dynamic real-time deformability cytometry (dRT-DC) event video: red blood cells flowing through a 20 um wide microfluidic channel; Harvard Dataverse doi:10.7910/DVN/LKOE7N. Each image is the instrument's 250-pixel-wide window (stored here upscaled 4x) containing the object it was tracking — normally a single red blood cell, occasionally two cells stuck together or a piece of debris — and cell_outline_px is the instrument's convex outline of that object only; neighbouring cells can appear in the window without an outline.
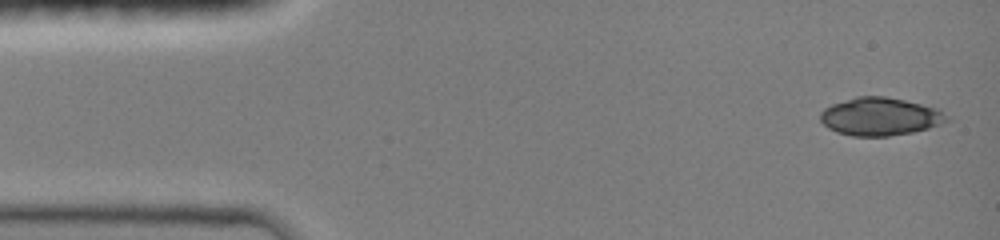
{"species": "common noctule bat (a hibernating species)", "species_latin": "Nyctalus noctula", "temperature_condition": "room temperature", "stored_images_in_passage": 8, "camera_frame_rate_fps": 3000, "um_per_image_px": 0.085, "animal": {"sex": "female", "body_mass_g": 19.0, "forearm_length_mm": 51.5}, "frame": {"image": 1, "passage_image": 1, "time_ms": 0.0, "image_size_px": [1000, 240], "cell_outline_px": [[952, 120], [928, 128], [912, 132], [888, 136], [852, 136], [836, 132], [828, 128], [820, 120], [820, 112], [824, 108], [832, 104], [856, 96], [884, 96], [904, 100], [940, 108]], "centroid_in_image_um": [74.82, 9.9], "position_along_channel_um": 10.2, "area_um2": 28.15}}
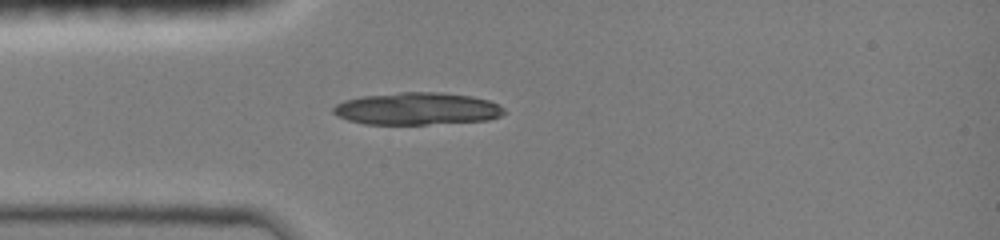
{"frame": {"image": 2, "passage_image": 6, "time_ms": 3.333, "image_size_px": [1000, 240], "cell_outline_px": [[508, 112], [500, 116], [488, 120], [428, 124], [364, 124], [348, 120], [336, 116], [332, 112], [332, 108], [336, 104], [344, 100], [360, 96], [400, 92], [440, 92], [472, 96], [488, 100], [500, 104]], "centroid_in_image_um": [35.45, 9.23], "position_along_channel_um": 49.6, "area_um2": 32.48}}